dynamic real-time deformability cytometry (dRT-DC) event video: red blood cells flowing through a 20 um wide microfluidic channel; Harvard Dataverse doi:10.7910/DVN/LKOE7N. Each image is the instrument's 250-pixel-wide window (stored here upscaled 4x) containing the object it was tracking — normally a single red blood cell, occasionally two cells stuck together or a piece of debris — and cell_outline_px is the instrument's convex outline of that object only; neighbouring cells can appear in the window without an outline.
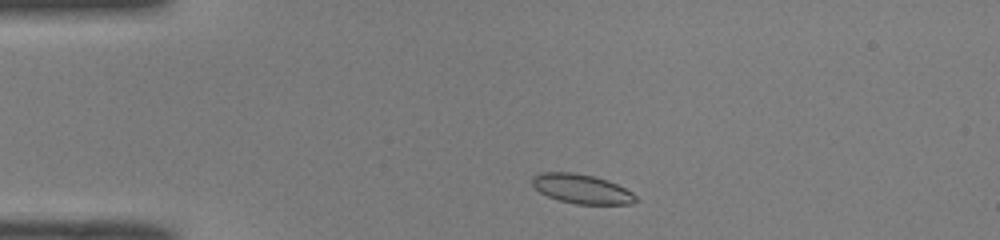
{"species": "common noctule bat (a hibernating species)", "species_latin": "Nyctalus noctula", "temperature_condition": "room temperature", "stored_images_in_passage": 42, "camera_frame_rate_fps": 3000, "um_per_image_px": 0.085, "animal": {"sex": "male", "body_mass_g": 19.0, "forearm_length_mm": 50.8}, "frame": {"image": 1, "passage_image": 3, "time_ms": 0.667, "image_size_px": [1000, 240], "cell_outline_px": [[640, 200], [632, 204], [576, 204], [560, 200], [548, 196], [540, 192], [532, 184], [532, 176], [540, 172], [572, 172], [592, 176], [608, 180], [632, 192]], "centroid_in_image_um": [49.46, 16.06], "position_along_channel_um": 35.5, "area_um2": 17.69}}
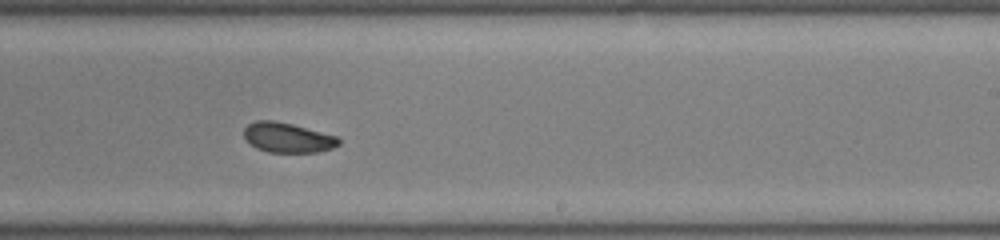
{"frame": {"image": 2, "passage_image": 23, "time_ms": 7.333, "image_size_px": [1000, 240], "cell_outline_px": [[340, 144], [332, 148], [316, 152], [268, 152], [256, 148], [244, 136], [244, 128], [248, 124], [256, 120], [272, 120], [292, 124], [340, 136]], "centroid_in_image_um": [24.48, 11.69], "position_along_channel_um": 264.5, "area_um2": 16.53}}
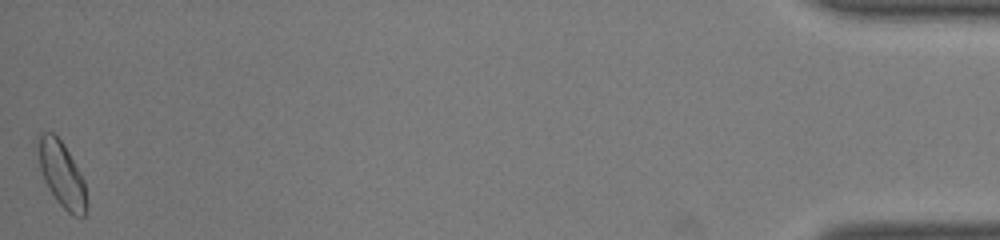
{"frame": {"image": 3, "passage_image": 42, "time_ms": 13.667, "image_size_px": [1000, 240], "cell_outline_px": [[88, 204], [84, 216], [72, 216], [56, 200], [48, 188], [44, 180], [32, 144], [36, 136], [40, 132], [52, 132], [64, 144], [84, 180]], "centroid_in_image_um": [5.17, 14.75], "position_along_channel_um": 430.0, "area_um2": 19.13}, "authors_computed_cell_mechanics": {"area_um2": 17.2244, "velocity_mm_per_s": 4.0738, "shape_relaxation_time_tau1_ms": 3.4918, "shape_relaxation_time_tau2_ms": 3.2662, "deformation_change_tau1": 0.1076, "deformation_change_tau2": 0.0764}}